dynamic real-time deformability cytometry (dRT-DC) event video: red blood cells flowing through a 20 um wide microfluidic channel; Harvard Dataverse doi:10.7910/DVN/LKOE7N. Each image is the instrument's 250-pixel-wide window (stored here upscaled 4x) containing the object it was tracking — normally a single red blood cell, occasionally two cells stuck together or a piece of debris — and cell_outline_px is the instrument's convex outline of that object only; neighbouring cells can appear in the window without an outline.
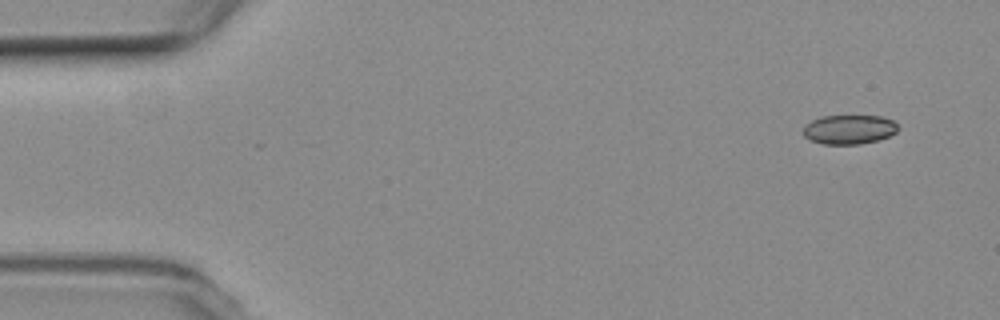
{"species": "common noctule bat (a hibernating species)", "species_latin": "Nyctalus noctula", "temperature_condition": "room temperature", "stored_images_in_passage": 6, "camera_frame_rate_fps": 3000, "um_per_image_px": 0.085, "animal": {"sex": "female", "body_mass_g": 19.3, "forearm_length_mm": 54.1}, "frame": {"image": 1, "passage_image": 1, "time_ms": 0.0, "image_size_px": [1000, 320], "cell_outline_px": [[900, 128], [896, 132], [880, 140], [860, 144], [824, 144], [812, 140], [804, 136], [804, 124], [812, 120], [824, 116], [880, 116], [892, 120]], "centroid_in_image_um": [72.19, 11.0], "position_along_channel_um": 12.8, "area_um2": 16.13}}
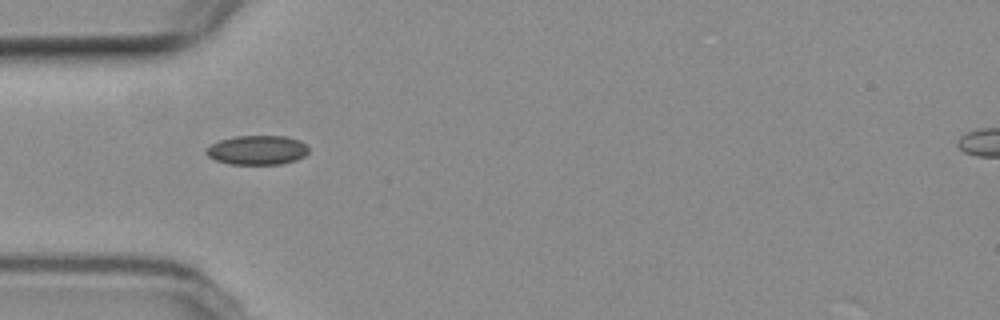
{"frame": {"image": 2, "passage_image": 5, "time_ms": 4.667, "image_size_px": [1000, 320], "cell_outline_px": [[308, 152], [304, 156], [296, 160], [280, 164], [228, 164], [216, 160], [208, 156], [204, 152], [204, 148], [220, 140], [236, 136], [284, 136], [300, 140], [308, 148]], "centroid_in_image_um": [21.84, 12.76], "position_along_channel_um": 63.2, "area_um2": 17.51}}
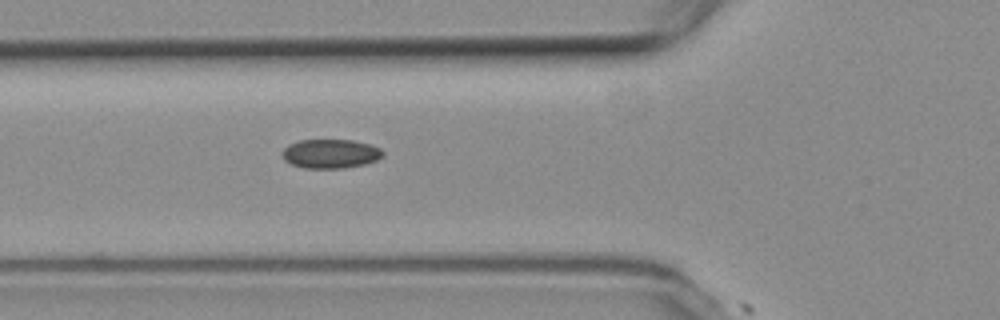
{"frame": {"image": 3, "passage_image": 6, "time_ms": 5.667, "image_size_px": [1000, 320], "cell_outline_px": [[384, 156], [376, 160], [364, 164], [344, 168], [304, 168], [292, 164], [284, 160], [280, 152], [288, 144], [300, 140], [352, 140], [372, 144], [380, 148], [384, 152]], "centroid_in_image_um": [28.09, 13.06], "position_along_channel_um": 97.7, "area_um2": 17.22}}